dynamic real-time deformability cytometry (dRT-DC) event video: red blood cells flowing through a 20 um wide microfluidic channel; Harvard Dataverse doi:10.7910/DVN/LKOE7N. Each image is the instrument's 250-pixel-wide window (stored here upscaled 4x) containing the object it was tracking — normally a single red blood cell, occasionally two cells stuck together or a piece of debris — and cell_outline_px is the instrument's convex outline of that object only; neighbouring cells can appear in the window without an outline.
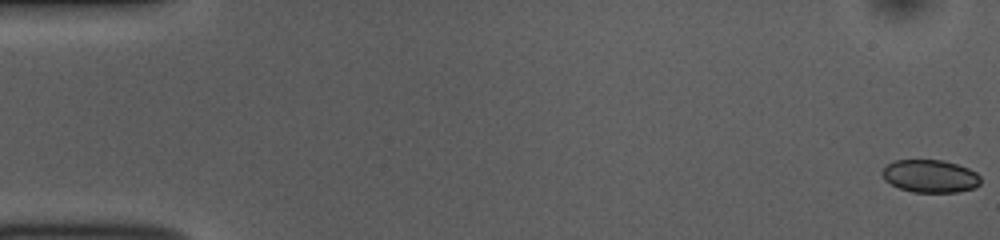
{"species": "common noctule bat (a hibernating species)", "species_latin": "Nyctalus noctula", "temperature_condition": "room temperature", "stored_images_in_passage": 53, "camera_frame_rate_fps": 3000, "um_per_image_px": 0.085, "animal": {"sex": "female", "body_mass_g": 10.0, "forearm_length_mm": 53.1}, "frame": {"image": 1, "passage_image": 1, "time_ms": 0.0, "image_size_px": [1000, 240], "cell_outline_px": [[980, 184], [976, 188], [956, 192], [912, 192], [900, 188], [884, 180], [880, 172], [892, 160], [944, 160], [968, 168], [976, 172], [980, 176]], "centroid_in_image_um": [79.06, 14.97], "position_along_channel_um": 5.9, "area_um2": 18.9}}
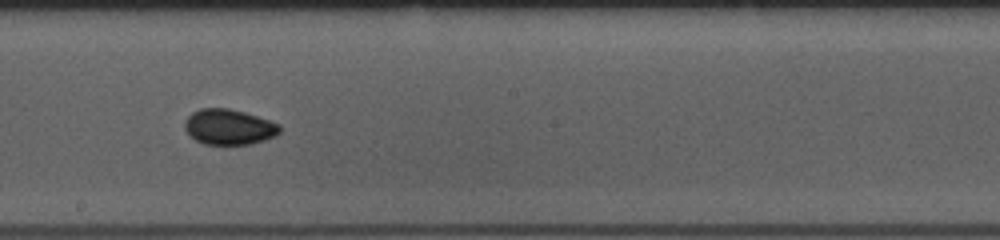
{"frame": {"image": 2, "passage_image": 30, "time_ms": 9.667, "image_size_px": [1000, 240], "cell_outline_px": [[280, 132], [276, 136], [252, 144], [204, 144], [196, 140], [184, 128], [184, 120], [192, 112], [200, 108], [228, 108], [244, 112], [280, 124]], "centroid_in_image_um": [19.46, 10.79], "position_along_channel_um": 228.7, "area_um2": 19.59}}
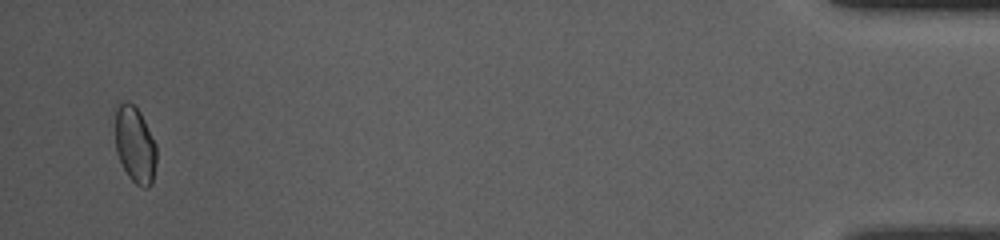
{"frame": {"image": 3, "passage_image": 52, "time_ms": 17.0, "image_size_px": [1000, 240], "cell_outline_px": [[156, 164], [152, 184], [148, 188], [144, 188], [136, 184], [128, 176], [116, 152], [112, 108], [116, 104], [124, 100], [132, 104], [140, 112], [156, 144]], "centroid_in_image_um": [11.42, 12.24], "position_along_channel_um": 423.8, "area_um2": 19.07}, "authors_computed_cell_mechanics": {"area_um2": 19.0162, "velocity_mm_per_s": 3.782, "shape_relaxation_time_tau1_ms": 2.5415, "shape_relaxation_time_tau2_ms": 0.9453, "deformation_change_tau1": 0.0479, "deformation_change_tau2": 0.0232}}